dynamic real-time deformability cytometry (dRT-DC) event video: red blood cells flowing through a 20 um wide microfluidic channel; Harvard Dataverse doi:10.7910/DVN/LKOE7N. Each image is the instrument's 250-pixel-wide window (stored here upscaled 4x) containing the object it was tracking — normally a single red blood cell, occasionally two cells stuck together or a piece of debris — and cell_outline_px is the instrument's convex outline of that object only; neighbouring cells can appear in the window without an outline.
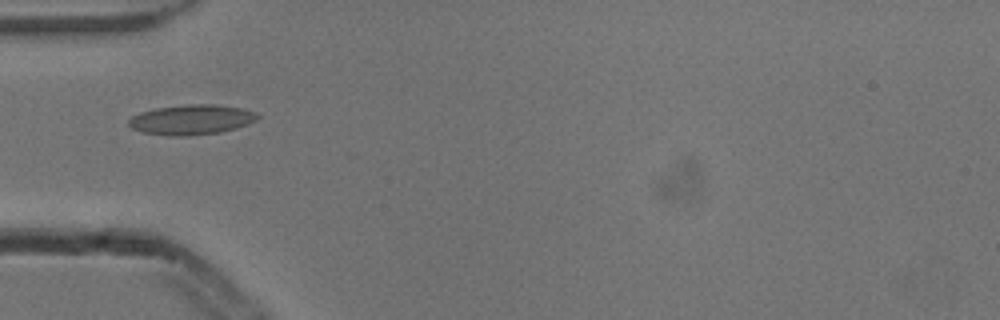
{"species": "common noctule bat (a hibernating species)", "species_latin": "Nyctalus noctula", "temperature_condition": "cold", "stored_images_in_passage": 1, "camera_frame_rate_fps": 3000, "um_per_image_px": 0.085, "animal": {"sex": "male", "body_mass_g": 13.3}, "frame": {"image": 1, "passage_image": 1, "time_ms": 0.0, "image_size_px": [1000, 320], "cell_outline_px": [[260, 116], [256, 120], [248, 124], [236, 128], [220, 132], [188, 136], [168, 136], [140, 132], [132, 128], [128, 124], [128, 120], [132, 116], [140, 112], [156, 108], [188, 104], [216, 104], [240, 108], [256, 112]], "centroid_in_image_um": [16.26, 10.17], "position_along_channel_um": 68.7, "area_um2": 22.66}}